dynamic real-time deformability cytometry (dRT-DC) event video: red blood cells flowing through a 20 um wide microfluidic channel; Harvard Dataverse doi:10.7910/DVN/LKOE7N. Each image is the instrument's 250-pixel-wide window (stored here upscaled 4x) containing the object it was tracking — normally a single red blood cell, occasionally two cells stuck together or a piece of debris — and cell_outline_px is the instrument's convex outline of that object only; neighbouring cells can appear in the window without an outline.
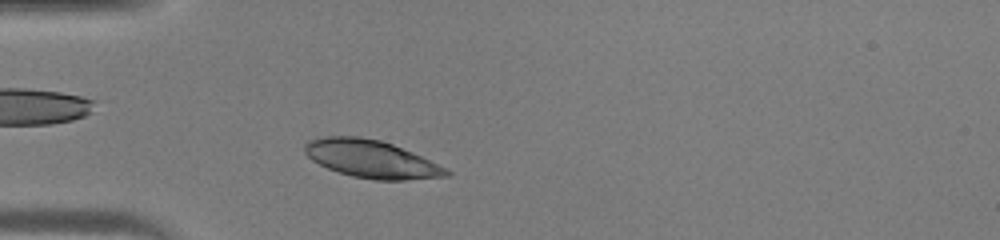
{"species": "human", "species_latin": "Homo sapiens", "temperature_condition": "warm", "stored_images_in_passage": 32, "camera_frame_rate_fps": 3000, "um_per_image_px": 0.085, "donor": {"sex": "male"}, "frame": {"image": 1, "passage_image": 4, "time_ms": 1.0, "image_size_px": [1000, 240], "cell_outline_px": [[452, 176], [404, 180], [376, 180], [352, 176], [328, 168], [312, 160], [304, 152], [304, 144], [308, 140], [324, 136], [360, 136], [380, 140], [392, 144], [412, 152], [448, 168], [452, 172]], "centroid_in_image_um": [31.59, 13.51], "position_along_channel_um": 53.4, "area_um2": 31.21}}
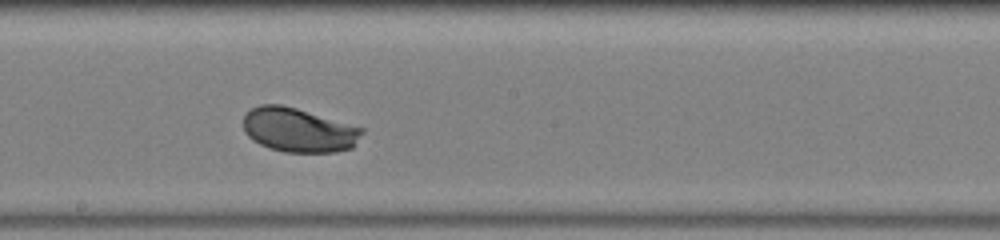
{"frame": {"image": 2, "passage_image": 16, "time_ms": 5.0, "image_size_px": [1000, 240], "cell_outline_px": [[364, 132], [352, 148], [336, 152], [284, 152], [268, 148], [252, 140], [244, 132], [244, 116], [252, 108], [260, 104], [280, 104], [296, 108], [364, 128]], "centroid_in_image_um": [25.38, 11.06], "position_along_channel_um": 222.8, "area_um2": 30.58}}
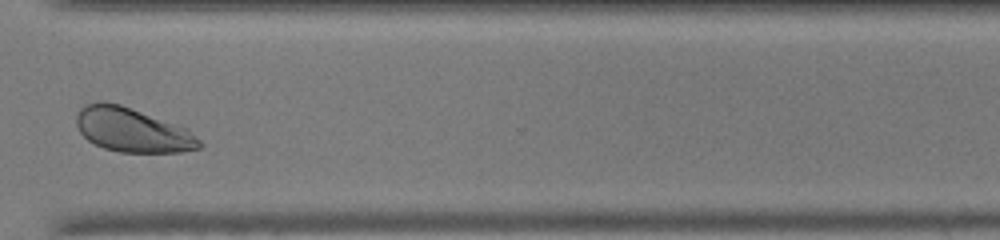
{"frame": {"image": 3, "passage_image": 25, "time_ms": 8.0, "image_size_px": [1000, 240], "cell_outline_px": [[204, 144], [200, 148], [180, 152], [120, 152], [104, 148], [88, 140], [80, 132], [76, 124], [76, 116], [80, 108], [84, 104], [96, 100], [104, 100], [120, 104], [188, 128]], "centroid_in_image_um": [11.24, 11.03], "position_along_channel_um": 359.4, "area_um2": 31.91}}